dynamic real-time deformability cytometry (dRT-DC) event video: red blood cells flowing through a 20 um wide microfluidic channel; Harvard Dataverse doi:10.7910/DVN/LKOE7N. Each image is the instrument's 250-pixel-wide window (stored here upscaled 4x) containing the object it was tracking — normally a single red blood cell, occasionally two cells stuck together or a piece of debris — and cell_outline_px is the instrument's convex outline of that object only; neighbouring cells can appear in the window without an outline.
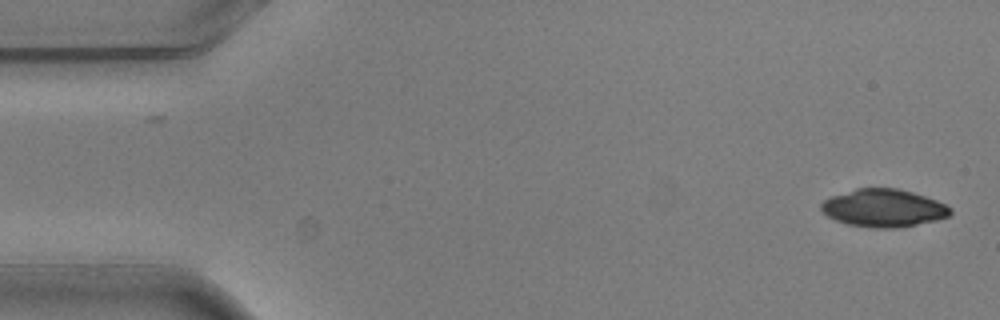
{"species": "common noctule bat (a hibernating species)", "species_latin": "Nyctalus noctula", "temperature_condition": "warm", "stored_images_in_passage": 2, "camera_frame_rate_fps": 3000, "um_per_image_px": 0.085, "animal": {"sex": "male", "body_mass_g": 20.5, "forearm_length_mm": 52.5}, "frame": {"image": 1, "passage_image": 2, "time_ms": 0.333, "image_size_px": [1000, 320], "cell_outline_px": [[952, 212], [948, 216], [936, 220], [896, 228], [872, 228], [848, 224], [836, 220], [828, 216], [820, 208], [820, 204], [824, 200], [832, 196], [856, 188], [896, 188], [912, 192], [936, 200], [952, 208]], "centroid_in_image_um": [75.09, 17.68], "position_along_channel_um": 9.9, "area_um2": 28.21}}